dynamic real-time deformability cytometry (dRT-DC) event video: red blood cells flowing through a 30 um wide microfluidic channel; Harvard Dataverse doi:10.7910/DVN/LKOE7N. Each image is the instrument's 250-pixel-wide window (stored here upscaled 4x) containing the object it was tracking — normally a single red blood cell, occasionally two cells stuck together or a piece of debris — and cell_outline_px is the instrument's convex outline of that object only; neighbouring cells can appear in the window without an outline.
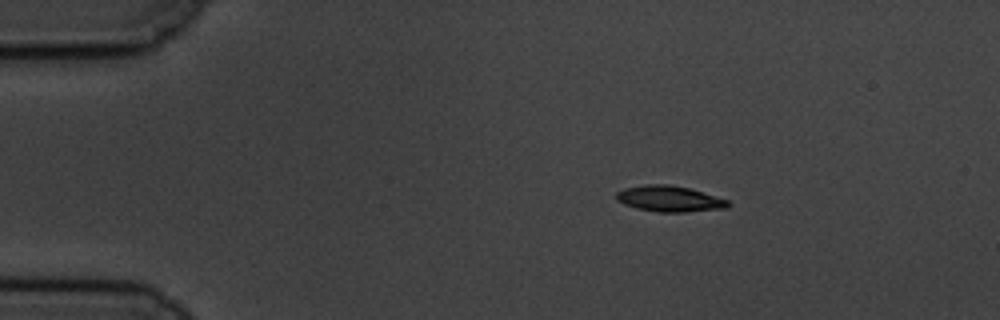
{"species": "common noctule bat (a hibernating species)", "species_latin": "Nyctalus noctula", "temperature_condition": "cold", "stored_images_in_passage": 8, "camera_frame_rate_fps": 3000, "um_per_image_px": 0.085, "animal": {"sex": "male", "body_mass_g": 19.5, "forearm_length_mm": 54.6}, "frame": {"image": 1, "passage_image": 1, "time_ms": 0.0, "image_size_px": [1000, 320], "cell_outline_px": [[732, 204], [728, 208], [684, 212], [656, 212], [636, 208], [624, 204], [616, 200], [616, 192], [624, 188], [644, 184], [668, 184], [688, 188], [728, 200]], "centroid_in_image_um": [56.88, 16.9], "position_along_channel_um": 28.1, "area_um2": 16.94}}